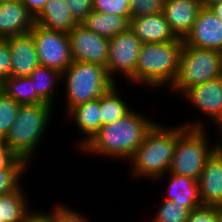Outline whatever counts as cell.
Segmentation results:
<instances>
[{
	"label": "cell",
	"mask_w": 222,
	"mask_h": 222,
	"mask_svg": "<svg viewBox=\"0 0 222 222\" xmlns=\"http://www.w3.org/2000/svg\"><path fill=\"white\" fill-rule=\"evenodd\" d=\"M156 122L147 132L144 141L130 158V174L136 179L153 180L154 182L167 174L177 139L179 137V124L168 126Z\"/></svg>",
	"instance_id": "obj_2"
},
{
	"label": "cell",
	"mask_w": 222,
	"mask_h": 222,
	"mask_svg": "<svg viewBox=\"0 0 222 222\" xmlns=\"http://www.w3.org/2000/svg\"><path fill=\"white\" fill-rule=\"evenodd\" d=\"M53 206L50 212L46 211L50 216L51 222H91L87 215L80 214V211L73 210L70 206L64 205L63 202L62 204L55 203Z\"/></svg>",
	"instance_id": "obj_28"
},
{
	"label": "cell",
	"mask_w": 222,
	"mask_h": 222,
	"mask_svg": "<svg viewBox=\"0 0 222 222\" xmlns=\"http://www.w3.org/2000/svg\"><path fill=\"white\" fill-rule=\"evenodd\" d=\"M129 28L142 44L170 42L178 39L163 12L131 18Z\"/></svg>",
	"instance_id": "obj_16"
},
{
	"label": "cell",
	"mask_w": 222,
	"mask_h": 222,
	"mask_svg": "<svg viewBox=\"0 0 222 222\" xmlns=\"http://www.w3.org/2000/svg\"><path fill=\"white\" fill-rule=\"evenodd\" d=\"M216 127H214V128H216V129H218L217 130V132H219L220 133V137H219V140H217L216 142H218V143H216L215 142V144H216V146H217V149H220V150H222V119L215 125ZM221 138V139H220Z\"/></svg>",
	"instance_id": "obj_39"
},
{
	"label": "cell",
	"mask_w": 222,
	"mask_h": 222,
	"mask_svg": "<svg viewBox=\"0 0 222 222\" xmlns=\"http://www.w3.org/2000/svg\"><path fill=\"white\" fill-rule=\"evenodd\" d=\"M34 16L20 0L0 4V39L29 33Z\"/></svg>",
	"instance_id": "obj_17"
},
{
	"label": "cell",
	"mask_w": 222,
	"mask_h": 222,
	"mask_svg": "<svg viewBox=\"0 0 222 222\" xmlns=\"http://www.w3.org/2000/svg\"><path fill=\"white\" fill-rule=\"evenodd\" d=\"M142 42L130 28L109 39L106 72L116 84L117 74L123 75L125 80L135 86V68ZM116 76V77H115Z\"/></svg>",
	"instance_id": "obj_8"
},
{
	"label": "cell",
	"mask_w": 222,
	"mask_h": 222,
	"mask_svg": "<svg viewBox=\"0 0 222 222\" xmlns=\"http://www.w3.org/2000/svg\"><path fill=\"white\" fill-rule=\"evenodd\" d=\"M80 24L99 36L110 39L129 29L130 18L92 11Z\"/></svg>",
	"instance_id": "obj_21"
},
{
	"label": "cell",
	"mask_w": 222,
	"mask_h": 222,
	"mask_svg": "<svg viewBox=\"0 0 222 222\" xmlns=\"http://www.w3.org/2000/svg\"><path fill=\"white\" fill-rule=\"evenodd\" d=\"M204 119L188 120L179 123V137L169 173L198 181L206 160L217 149L216 144H209V134ZM205 124V125H204Z\"/></svg>",
	"instance_id": "obj_4"
},
{
	"label": "cell",
	"mask_w": 222,
	"mask_h": 222,
	"mask_svg": "<svg viewBox=\"0 0 222 222\" xmlns=\"http://www.w3.org/2000/svg\"><path fill=\"white\" fill-rule=\"evenodd\" d=\"M11 77V53L6 39H0V84Z\"/></svg>",
	"instance_id": "obj_35"
},
{
	"label": "cell",
	"mask_w": 222,
	"mask_h": 222,
	"mask_svg": "<svg viewBox=\"0 0 222 222\" xmlns=\"http://www.w3.org/2000/svg\"><path fill=\"white\" fill-rule=\"evenodd\" d=\"M4 144V141L0 139V147Z\"/></svg>",
	"instance_id": "obj_43"
},
{
	"label": "cell",
	"mask_w": 222,
	"mask_h": 222,
	"mask_svg": "<svg viewBox=\"0 0 222 222\" xmlns=\"http://www.w3.org/2000/svg\"><path fill=\"white\" fill-rule=\"evenodd\" d=\"M165 0H130V19L163 12Z\"/></svg>",
	"instance_id": "obj_31"
},
{
	"label": "cell",
	"mask_w": 222,
	"mask_h": 222,
	"mask_svg": "<svg viewBox=\"0 0 222 222\" xmlns=\"http://www.w3.org/2000/svg\"><path fill=\"white\" fill-rule=\"evenodd\" d=\"M0 90L19 105L36 104V91L29 77H9L0 84Z\"/></svg>",
	"instance_id": "obj_25"
},
{
	"label": "cell",
	"mask_w": 222,
	"mask_h": 222,
	"mask_svg": "<svg viewBox=\"0 0 222 222\" xmlns=\"http://www.w3.org/2000/svg\"><path fill=\"white\" fill-rule=\"evenodd\" d=\"M35 24L48 30L69 33L78 23L65 0H48L34 17Z\"/></svg>",
	"instance_id": "obj_20"
},
{
	"label": "cell",
	"mask_w": 222,
	"mask_h": 222,
	"mask_svg": "<svg viewBox=\"0 0 222 222\" xmlns=\"http://www.w3.org/2000/svg\"><path fill=\"white\" fill-rule=\"evenodd\" d=\"M156 121L132 109L127 115L113 123L103 125L92 139L80 150L98 157L128 161L142 144L147 132ZM100 155V156H99Z\"/></svg>",
	"instance_id": "obj_1"
},
{
	"label": "cell",
	"mask_w": 222,
	"mask_h": 222,
	"mask_svg": "<svg viewBox=\"0 0 222 222\" xmlns=\"http://www.w3.org/2000/svg\"><path fill=\"white\" fill-rule=\"evenodd\" d=\"M167 176V196L166 200H173L178 204H183L189 211L201 205L198 181L191 178L167 173L158 178L155 182L163 180Z\"/></svg>",
	"instance_id": "obj_19"
},
{
	"label": "cell",
	"mask_w": 222,
	"mask_h": 222,
	"mask_svg": "<svg viewBox=\"0 0 222 222\" xmlns=\"http://www.w3.org/2000/svg\"><path fill=\"white\" fill-rule=\"evenodd\" d=\"M117 85L118 83L100 97L101 126L120 120L133 109L120 96L119 88L121 87Z\"/></svg>",
	"instance_id": "obj_24"
},
{
	"label": "cell",
	"mask_w": 222,
	"mask_h": 222,
	"mask_svg": "<svg viewBox=\"0 0 222 222\" xmlns=\"http://www.w3.org/2000/svg\"><path fill=\"white\" fill-rule=\"evenodd\" d=\"M11 53V77H28L39 66L32 34L6 38Z\"/></svg>",
	"instance_id": "obj_14"
},
{
	"label": "cell",
	"mask_w": 222,
	"mask_h": 222,
	"mask_svg": "<svg viewBox=\"0 0 222 222\" xmlns=\"http://www.w3.org/2000/svg\"><path fill=\"white\" fill-rule=\"evenodd\" d=\"M200 0H165L163 14L177 38L190 33L200 8Z\"/></svg>",
	"instance_id": "obj_15"
},
{
	"label": "cell",
	"mask_w": 222,
	"mask_h": 222,
	"mask_svg": "<svg viewBox=\"0 0 222 222\" xmlns=\"http://www.w3.org/2000/svg\"><path fill=\"white\" fill-rule=\"evenodd\" d=\"M28 77L33 81L34 90L36 91V104L46 102L54 107L56 102V96L54 95L58 91L56 86L60 85L62 73L39 65Z\"/></svg>",
	"instance_id": "obj_22"
},
{
	"label": "cell",
	"mask_w": 222,
	"mask_h": 222,
	"mask_svg": "<svg viewBox=\"0 0 222 222\" xmlns=\"http://www.w3.org/2000/svg\"><path fill=\"white\" fill-rule=\"evenodd\" d=\"M23 222H51L50 216L41 209L35 212L33 209L25 216Z\"/></svg>",
	"instance_id": "obj_36"
},
{
	"label": "cell",
	"mask_w": 222,
	"mask_h": 222,
	"mask_svg": "<svg viewBox=\"0 0 222 222\" xmlns=\"http://www.w3.org/2000/svg\"><path fill=\"white\" fill-rule=\"evenodd\" d=\"M21 186L17 191L0 196V222H23L32 210L26 189ZM29 206V207H28Z\"/></svg>",
	"instance_id": "obj_23"
},
{
	"label": "cell",
	"mask_w": 222,
	"mask_h": 222,
	"mask_svg": "<svg viewBox=\"0 0 222 222\" xmlns=\"http://www.w3.org/2000/svg\"><path fill=\"white\" fill-rule=\"evenodd\" d=\"M198 185L202 206L222 204V150L216 149L206 160Z\"/></svg>",
	"instance_id": "obj_13"
},
{
	"label": "cell",
	"mask_w": 222,
	"mask_h": 222,
	"mask_svg": "<svg viewBox=\"0 0 222 222\" xmlns=\"http://www.w3.org/2000/svg\"><path fill=\"white\" fill-rule=\"evenodd\" d=\"M218 222H222V204L217 206Z\"/></svg>",
	"instance_id": "obj_41"
},
{
	"label": "cell",
	"mask_w": 222,
	"mask_h": 222,
	"mask_svg": "<svg viewBox=\"0 0 222 222\" xmlns=\"http://www.w3.org/2000/svg\"><path fill=\"white\" fill-rule=\"evenodd\" d=\"M182 47L183 40L179 38L142 44L135 68V86L147 87L149 91L170 88L178 74Z\"/></svg>",
	"instance_id": "obj_3"
},
{
	"label": "cell",
	"mask_w": 222,
	"mask_h": 222,
	"mask_svg": "<svg viewBox=\"0 0 222 222\" xmlns=\"http://www.w3.org/2000/svg\"><path fill=\"white\" fill-rule=\"evenodd\" d=\"M186 222H218L217 206H199L190 211Z\"/></svg>",
	"instance_id": "obj_34"
},
{
	"label": "cell",
	"mask_w": 222,
	"mask_h": 222,
	"mask_svg": "<svg viewBox=\"0 0 222 222\" xmlns=\"http://www.w3.org/2000/svg\"><path fill=\"white\" fill-rule=\"evenodd\" d=\"M130 0H92L93 11L128 16L130 18Z\"/></svg>",
	"instance_id": "obj_30"
},
{
	"label": "cell",
	"mask_w": 222,
	"mask_h": 222,
	"mask_svg": "<svg viewBox=\"0 0 222 222\" xmlns=\"http://www.w3.org/2000/svg\"><path fill=\"white\" fill-rule=\"evenodd\" d=\"M30 33L40 65L63 73L73 62L67 33L48 30L37 24H34Z\"/></svg>",
	"instance_id": "obj_9"
},
{
	"label": "cell",
	"mask_w": 222,
	"mask_h": 222,
	"mask_svg": "<svg viewBox=\"0 0 222 222\" xmlns=\"http://www.w3.org/2000/svg\"><path fill=\"white\" fill-rule=\"evenodd\" d=\"M27 10L35 17L48 0H20Z\"/></svg>",
	"instance_id": "obj_37"
},
{
	"label": "cell",
	"mask_w": 222,
	"mask_h": 222,
	"mask_svg": "<svg viewBox=\"0 0 222 222\" xmlns=\"http://www.w3.org/2000/svg\"><path fill=\"white\" fill-rule=\"evenodd\" d=\"M63 82L65 114L79 104L100 98L115 85L104 66L74 60L62 73Z\"/></svg>",
	"instance_id": "obj_6"
},
{
	"label": "cell",
	"mask_w": 222,
	"mask_h": 222,
	"mask_svg": "<svg viewBox=\"0 0 222 222\" xmlns=\"http://www.w3.org/2000/svg\"><path fill=\"white\" fill-rule=\"evenodd\" d=\"M74 20L80 24L93 11L92 0H65Z\"/></svg>",
	"instance_id": "obj_33"
},
{
	"label": "cell",
	"mask_w": 222,
	"mask_h": 222,
	"mask_svg": "<svg viewBox=\"0 0 222 222\" xmlns=\"http://www.w3.org/2000/svg\"><path fill=\"white\" fill-rule=\"evenodd\" d=\"M28 169H3L0 170V196L17 191L21 180Z\"/></svg>",
	"instance_id": "obj_29"
},
{
	"label": "cell",
	"mask_w": 222,
	"mask_h": 222,
	"mask_svg": "<svg viewBox=\"0 0 222 222\" xmlns=\"http://www.w3.org/2000/svg\"><path fill=\"white\" fill-rule=\"evenodd\" d=\"M157 210L150 222H186L190 213L183 204L166 199L162 201Z\"/></svg>",
	"instance_id": "obj_26"
},
{
	"label": "cell",
	"mask_w": 222,
	"mask_h": 222,
	"mask_svg": "<svg viewBox=\"0 0 222 222\" xmlns=\"http://www.w3.org/2000/svg\"><path fill=\"white\" fill-rule=\"evenodd\" d=\"M19 104L0 90V139L4 140L14 124Z\"/></svg>",
	"instance_id": "obj_27"
},
{
	"label": "cell",
	"mask_w": 222,
	"mask_h": 222,
	"mask_svg": "<svg viewBox=\"0 0 222 222\" xmlns=\"http://www.w3.org/2000/svg\"><path fill=\"white\" fill-rule=\"evenodd\" d=\"M219 1H222V0H200L201 2V5L203 7H209L210 5L216 3V2H219Z\"/></svg>",
	"instance_id": "obj_40"
},
{
	"label": "cell",
	"mask_w": 222,
	"mask_h": 222,
	"mask_svg": "<svg viewBox=\"0 0 222 222\" xmlns=\"http://www.w3.org/2000/svg\"><path fill=\"white\" fill-rule=\"evenodd\" d=\"M54 109L55 107L46 102L20 105L16 120L3 140L7 148L29 166L36 156L41 139H44L45 130H48L51 124Z\"/></svg>",
	"instance_id": "obj_5"
},
{
	"label": "cell",
	"mask_w": 222,
	"mask_h": 222,
	"mask_svg": "<svg viewBox=\"0 0 222 222\" xmlns=\"http://www.w3.org/2000/svg\"><path fill=\"white\" fill-rule=\"evenodd\" d=\"M220 76H222V52L183 44L178 74L169 91L174 94L179 93L181 96L191 86L203 84Z\"/></svg>",
	"instance_id": "obj_7"
},
{
	"label": "cell",
	"mask_w": 222,
	"mask_h": 222,
	"mask_svg": "<svg viewBox=\"0 0 222 222\" xmlns=\"http://www.w3.org/2000/svg\"><path fill=\"white\" fill-rule=\"evenodd\" d=\"M180 98H184L203 114L202 117L206 116L216 125L222 119V76L191 86Z\"/></svg>",
	"instance_id": "obj_11"
},
{
	"label": "cell",
	"mask_w": 222,
	"mask_h": 222,
	"mask_svg": "<svg viewBox=\"0 0 222 222\" xmlns=\"http://www.w3.org/2000/svg\"><path fill=\"white\" fill-rule=\"evenodd\" d=\"M183 44L222 52V20L209 7H201Z\"/></svg>",
	"instance_id": "obj_12"
},
{
	"label": "cell",
	"mask_w": 222,
	"mask_h": 222,
	"mask_svg": "<svg viewBox=\"0 0 222 222\" xmlns=\"http://www.w3.org/2000/svg\"><path fill=\"white\" fill-rule=\"evenodd\" d=\"M13 1H18V0H0V4L6 3V2H13Z\"/></svg>",
	"instance_id": "obj_42"
},
{
	"label": "cell",
	"mask_w": 222,
	"mask_h": 222,
	"mask_svg": "<svg viewBox=\"0 0 222 222\" xmlns=\"http://www.w3.org/2000/svg\"><path fill=\"white\" fill-rule=\"evenodd\" d=\"M71 57L74 61L95 63L106 67L109 39L77 24L68 33Z\"/></svg>",
	"instance_id": "obj_10"
},
{
	"label": "cell",
	"mask_w": 222,
	"mask_h": 222,
	"mask_svg": "<svg viewBox=\"0 0 222 222\" xmlns=\"http://www.w3.org/2000/svg\"><path fill=\"white\" fill-rule=\"evenodd\" d=\"M29 164L18 158L5 144L0 147V170L28 169Z\"/></svg>",
	"instance_id": "obj_32"
},
{
	"label": "cell",
	"mask_w": 222,
	"mask_h": 222,
	"mask_svg": "<svg viewBox=\"0 0 222 222\" xmlns=\"http://www.w3.org/2000/svg\"><path fill=\"white\" fill-rule=\"evenodd\" d=\"M100 114V98L79 104L65 114V117L69 118L68 121H74L72 122L75 123L74 127L77 125L81 136L83 135L76 144L78 151L92 139L101 127Z\"/></svg>",
	"instance_id": "obj_18"
},
{
	"label": "cell",
	"mask_w": 222,
	"mask_h": 222,
	"mask_svg": "<svg viewBox=\"0 0 222 222\" xmlns=\"http://www.w3.org/2000/svg\"><path fill=\"white\" fill-rule=\"evenodd\" d=\"M212 12L222 20V1L216 2L209 6Z\"/></svg>",
	"instance_id": "obj_38"
}]
</instances>
